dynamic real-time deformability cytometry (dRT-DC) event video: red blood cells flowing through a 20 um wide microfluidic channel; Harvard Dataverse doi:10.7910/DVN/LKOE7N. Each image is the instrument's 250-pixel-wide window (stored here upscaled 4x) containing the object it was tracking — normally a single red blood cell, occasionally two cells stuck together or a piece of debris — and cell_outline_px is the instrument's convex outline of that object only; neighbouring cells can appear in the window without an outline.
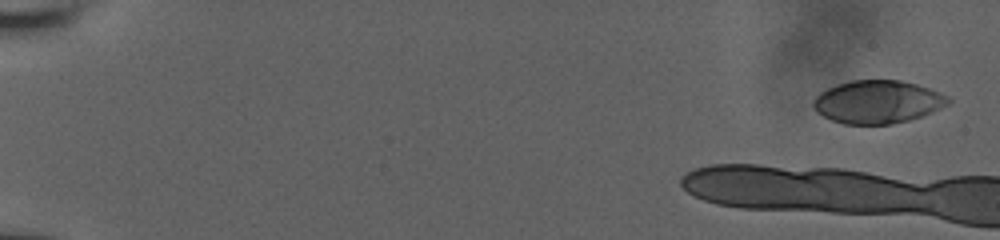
{"species": "human", "species_latin": "Homo sapiens", "temperature_condition": "room temperature", "stored_images_in_passage": 5, "camera_frame_rate_fps": 3000, "um_per_image_px": 0.085, "donor": {"sex": "male"}, "frame": {"image": 1, "passage_image": 1, "time_ms": 0.0, "image_size_px": [1000, 240], "cell_outline_px": [[952, 100], [948, 104], [932, 112], [908, 120], [892, 124], [844, 124], [832, 120], [816, 112], [812, 104], [812, 100], [820, 92], [836, 84], [852, 80], [900, 80], [916, 84], [940, 92], [948, 96]], "centroid_in_image_um": [74.58, 8.65], "position_along_channel_um": 10.4, "area_um2": 33.81}}